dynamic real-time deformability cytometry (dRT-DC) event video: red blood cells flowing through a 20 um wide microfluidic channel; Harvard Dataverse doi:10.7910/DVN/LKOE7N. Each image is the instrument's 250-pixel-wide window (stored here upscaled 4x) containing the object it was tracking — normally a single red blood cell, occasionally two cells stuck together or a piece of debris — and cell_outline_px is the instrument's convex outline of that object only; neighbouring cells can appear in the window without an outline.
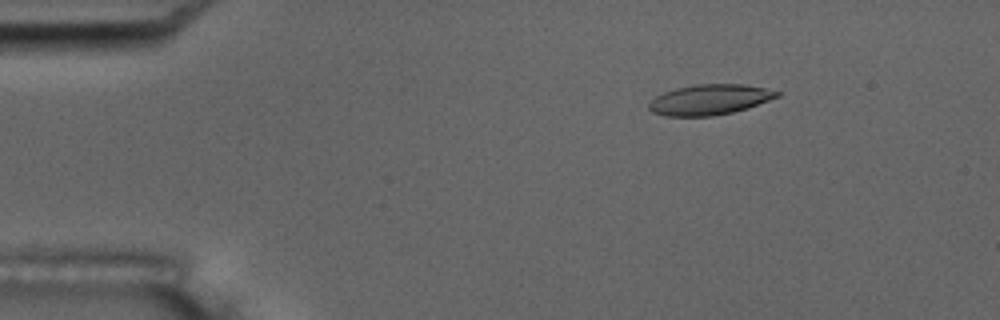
{"species": "common noctule bat (a hibernating species)", "species_latin": "Nyctalus noctula", "temperature_condition": "room temperature", "stored_images_in_passage": 4, "camera_frame_rate_fps": 3000, "um_per_image_px": 0.085, "animal": {"sex": "male", "body_mass_g": 17.5, "forearm_length_mm": 52.3}, "frame": {"image": 1, "passage_image": 1, "time_ms": 0.0, "image_size_px": [1000, 320], "cell_outline_px": [[780, 96], [748, 108], [732, 112], [712, 116], [664, 116], [652, 112], [648, 108], [648, 104], [656, 96], [664, 92], [676, 88], [696, 84], [744, 84], [764, 88], [780, 92]], "centroid_in_image_um": [60.31, 8.47], "position_along_channel_um": 24.7, "area_um2": 22.66}}